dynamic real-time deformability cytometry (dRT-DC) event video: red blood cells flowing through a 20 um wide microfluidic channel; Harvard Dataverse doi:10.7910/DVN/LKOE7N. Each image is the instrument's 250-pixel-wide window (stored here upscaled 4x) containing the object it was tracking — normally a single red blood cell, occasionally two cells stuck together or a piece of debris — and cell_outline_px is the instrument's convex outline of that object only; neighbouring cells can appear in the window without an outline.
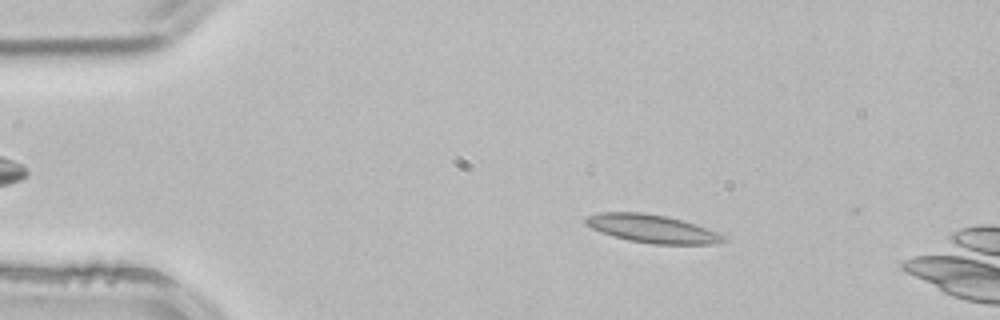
{"species": "common noctule bat (a hibernating species)", "species_latin": "Nyctalus noctula", "temperature_condition": "room temperature", "stored_images_in_passage": 3, "camera_frame_rate_fps": 3000, "um_per_image_px": 0.085, "animal": {"sex": "male", "body_mass_g": 21.5, "forearm_length_mm": 52.0}, "frame": {"image": 1, "passage_image": 2, "time_ms": 0.333, "image_size_px": [1000, 320], "cell_outline_px": [[728, 240], [712, 244], [652, 244], [628, 240], [612, 236], [600, 232], [584, 224], [584, 216], [600, 212], [644, 212], [664, 216], [680, 220], [716, 232], [724, 236]], "centroid_in_image_um": [55.33, 19.44], "position_along_channel_um": 29.7, "area_um2": 22.43}}